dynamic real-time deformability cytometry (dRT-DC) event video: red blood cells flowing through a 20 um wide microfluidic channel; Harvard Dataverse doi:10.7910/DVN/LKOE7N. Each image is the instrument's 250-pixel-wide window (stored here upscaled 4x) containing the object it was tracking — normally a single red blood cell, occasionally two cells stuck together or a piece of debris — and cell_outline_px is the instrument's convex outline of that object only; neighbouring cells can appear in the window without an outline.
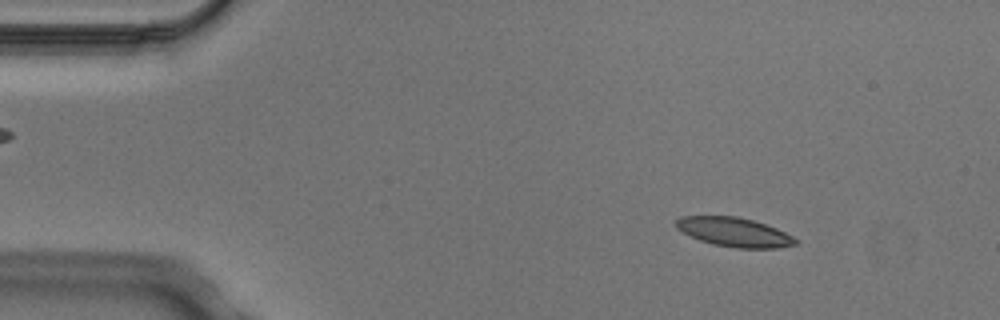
{"species": "Egyptian fruit bat (a non-hibernating species)", "species_latin": "Rousettus aegyptiacus", "temperature_condition": "cold", "stored_images_in_passage": 3, "camera_frame_rate_fps": 3000, "um_per_image_px": 0.085, "animal": {"sex": "male"}, "frame": {"image": 1, "passage_image": 1, "time_ms": 0.0, "image_size_px": [1000, 320], "cell_outline_px": [[800, 240], [796, 244], [776, 248], [736, 248], [712, 244], [700, 240], [676, 228], [676, 220], [680, 216], [736, 216], [752, 220], [776, 228]], "centroid_in_image_um": [62.42, 19.73], "position_along_channel_um": 22.6, "area_um2": 20.11}}